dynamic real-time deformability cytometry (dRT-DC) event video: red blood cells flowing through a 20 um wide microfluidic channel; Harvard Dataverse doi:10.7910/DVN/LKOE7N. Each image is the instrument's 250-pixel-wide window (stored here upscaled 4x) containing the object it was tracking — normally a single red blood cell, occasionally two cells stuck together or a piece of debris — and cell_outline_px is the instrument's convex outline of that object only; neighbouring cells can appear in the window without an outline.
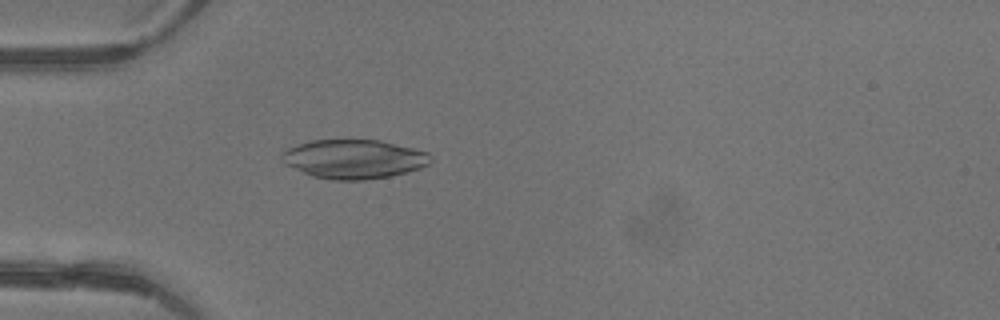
{"species": "common noctule bat (a hibernating species)", "species_latin": "Nyctalus noctula", "temperature_condition": "warm", "stored_images_in_passage": 1, "camera_frame_rate_fps": 3000, "um_per_image_px": 0.085, "animal": {"sex": "female"}, "frame": {"image": 1, "passage_image": 1, "time_ms": 0.0, "image_size_px": [1000, 320], "cell_outline_px": [[432, 160], [428, 164], [420, 168], [392, 176], [364, 180], [332, 180], [312, 176], [284, 164], [280, 160], [280, 152], [288, 148], [312, 140], [380, 140], [428, 152], [432, 156]], "centroid_in_image_um": [30.06, 13.52], "position_along_channel_um": 54.9, "area_um2": 33.99}}